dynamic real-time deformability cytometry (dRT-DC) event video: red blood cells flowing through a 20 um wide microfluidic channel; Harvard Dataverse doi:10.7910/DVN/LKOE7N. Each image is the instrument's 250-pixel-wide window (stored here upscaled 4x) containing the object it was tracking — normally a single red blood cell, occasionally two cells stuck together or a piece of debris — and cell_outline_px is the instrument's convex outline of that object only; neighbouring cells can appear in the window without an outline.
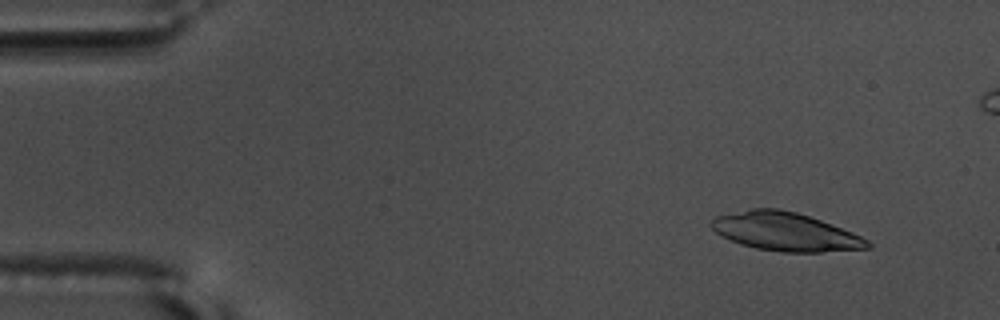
{"species": "common noctule bat (a hibernating species)", "species_latin": "Nyctalus noctula", "temperature_condition": "warm", "stored_images_in_passage": 57, "camera_frame_rate_fps": 3000, "um_per_image_px": 0.085, "animal": {"sex": "male", "body_mass_g": 17.5, "forearm_length_mm": 52.3}, "frame": {"image": 1, "passage_image": 6, "time_ms": 1.667, "image_size_px": [1000, 320], "cell_outline_px": [[872, 248], [820, 252], [780, 252], [756, 248], [740, 244], [728, 240], [720, 236], [712, 228], [712, 220], [716, 216], [752, 208], [780, 208], [796, 212], [820, 220], [852, 232], [868, 240], [872, 244]], "centroid_in_image_um": [66.74, 19.7], "position_along_channel_um": 18.3, "area_um2": 34.91}}